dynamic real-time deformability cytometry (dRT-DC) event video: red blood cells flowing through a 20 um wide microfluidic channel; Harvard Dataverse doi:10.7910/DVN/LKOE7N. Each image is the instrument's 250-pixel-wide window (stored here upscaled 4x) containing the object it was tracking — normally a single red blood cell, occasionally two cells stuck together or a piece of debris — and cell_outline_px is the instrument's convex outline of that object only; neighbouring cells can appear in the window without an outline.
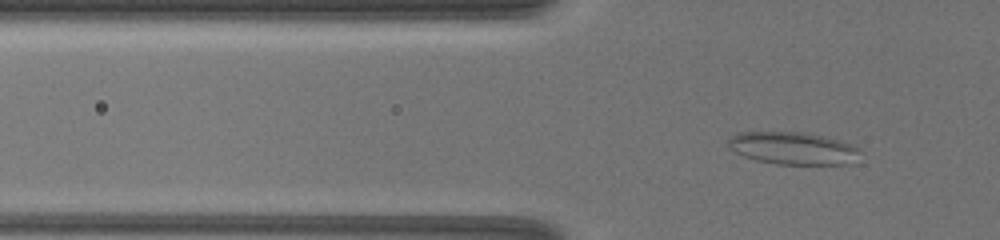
{"species": "common noctule bat (a hibernating species)", "species_latin": "Nyctalus noctula", "temperature_condition": "warm", "stored_images_in_passage": 34, "camera_frame_rate_fps": 3000, "um_per_image_px": 0.085, "animal": {"sex": "female", "body_mass_g": 19.5, "forearm_length_mm": 54.1}, "frame": {"image": 1, "passage_image": 9, "time_ms": 4.0, "image_size_px": [1000, 240], "cell_outline_px": [[860, 152], [856, 164], [776, 164], [756, 160], [744, 156], [728, 148], [728, 136], [736, 132], [800, 132], [824, 136], [852, 144]], "centroid_in_image_um": [67.39, 12.6], "position_along_channel_um": 58.4, "area_um2": 25.14}}
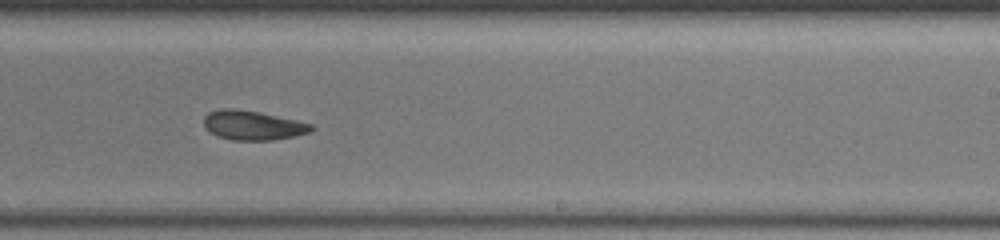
{"frame": {"image": 2, "passage_image": 20, "time_ms": 9.333, "image_size_px": [1000, 240], "cell_outline_px": [[316, 128], [312, 132], [272, 140], [232, 140], [216, 136], [204, 124], [204, 116], [208, 112], [224, 108], [232, 108], [260, 112], [296, 120], [312, 124]], "centroid_in_image_um": [21.51, 10.65], "position_along_channel_um": 267.5, "area_um2": 18.32}}
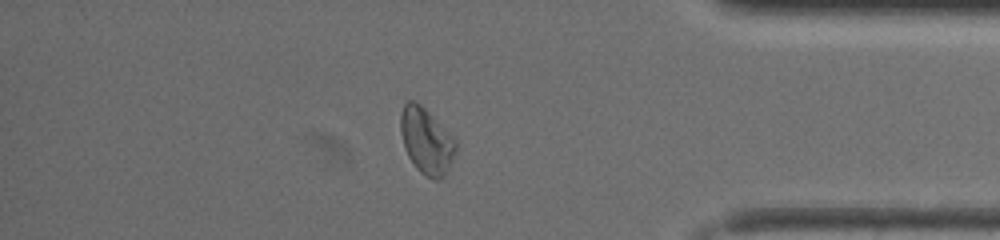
{"frame": {"image": 3, "passage_image": 28, "time_ms": 13.0, "image_size_px": [1000, 240], "cell_outline_px": [[456, 152], [444, 176], [440, 180], [432, 180], [424, 176], [416, 168], [408, 156], [404, 148], [400, 132], [400, 112], [404, 104], [408, 100], [412, 100], [420, 104], [456, 136]], "centroid_in_image_um": [36.25, 11.97], "position_along_channel_um": 398.9, "area_um2": 21.73}, "authors_computed_cell_mechanics": {"area_um2": 21.5883, "velocity_mm_per_s": 4.1708, "shape_relaxation_time_tau1_ms": null, "shape_relaxation_time_tau2_ms": 3.9488, "deformation_change_tau1": null, "deformation_change_tau2": 0.0955}}